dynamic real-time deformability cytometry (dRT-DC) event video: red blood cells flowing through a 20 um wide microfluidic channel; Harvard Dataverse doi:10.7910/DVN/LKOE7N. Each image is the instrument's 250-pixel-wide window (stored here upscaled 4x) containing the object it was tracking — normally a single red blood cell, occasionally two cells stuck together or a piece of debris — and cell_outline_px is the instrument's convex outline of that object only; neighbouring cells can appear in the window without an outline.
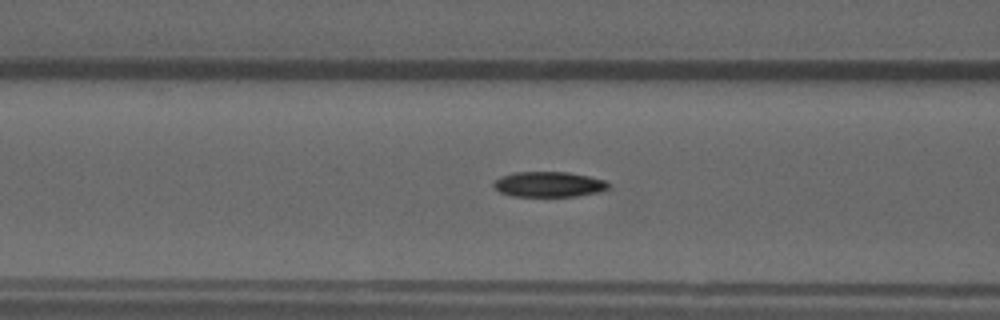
{"species": "common noctule bat (a hibernating species)", "species_latin": "Nyctalus noctula", "temperature_condition": "warm", "stored_images_in_passage": 25, "camera_frame_rate_fps": 3000, "um_per_image_px": 0.085, "animal": {"sex": "male", "forearm_length_mm": 52.5}, "frame": {"image": 1, "passage_image": 5, "time_ms": 1.333, "image_size_px": [1000, 320], "cell_outline_px": [[612, 184], [608, 188], [600, 192], [576, 196], [512, 196], [500, 192], [492, 184], [500, 176], [512, 172], [568, 172], [608, 180]], "centroid_in_image_um": [46.69, 15.66], "position_along_channel_um": 119.9, "area_um2": 17.11}}
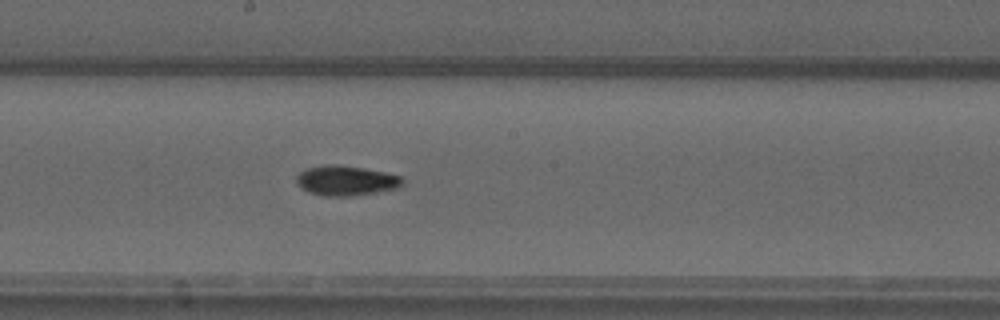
{"frame": {"image": 2, "passage_image": 13, "time_ms": 4.0, "image_size_px": [1000, 320], "cell_outline_px": [[404, 184], [400, 188], [352, 196], [324, 196], [308, 192], [296, 184], [296, 176], [300, 172], [308, 168], [324, 164], [340, 164], [364, 168], [384, 172], [400, 176], [404, 180]], "centroid_in_image_um": [29.41, 15.35], "position_along_channel_um": 218.8, "area_um2": 18.73}}
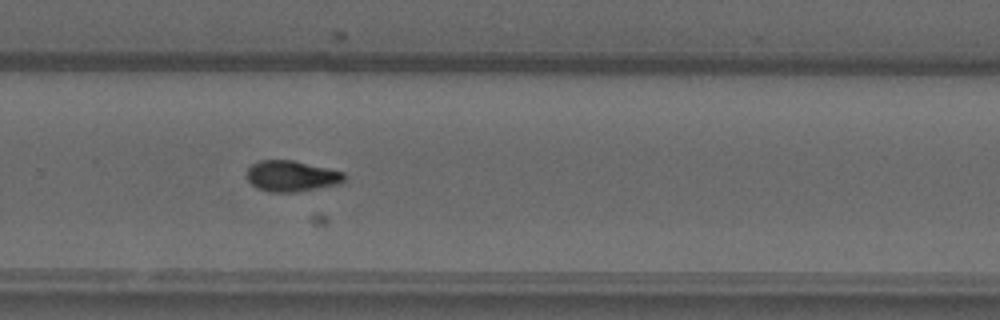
{"frame": {"image": 3, "passage_image": 20, "time_ms": 6.333, "image_size_px": [1000, 320], "cell_outline_px": [[348, 176], [340, 184], [296, 192], [268, 192], [256, 188], [248, 180], [248, 168], [252, 164], [260, 160], [292, 160], [344, 172]], "centroid_in_image_um": [24.8, 14.97], "position_along_channel_um": 305.0, "area_um2": 17.57}}